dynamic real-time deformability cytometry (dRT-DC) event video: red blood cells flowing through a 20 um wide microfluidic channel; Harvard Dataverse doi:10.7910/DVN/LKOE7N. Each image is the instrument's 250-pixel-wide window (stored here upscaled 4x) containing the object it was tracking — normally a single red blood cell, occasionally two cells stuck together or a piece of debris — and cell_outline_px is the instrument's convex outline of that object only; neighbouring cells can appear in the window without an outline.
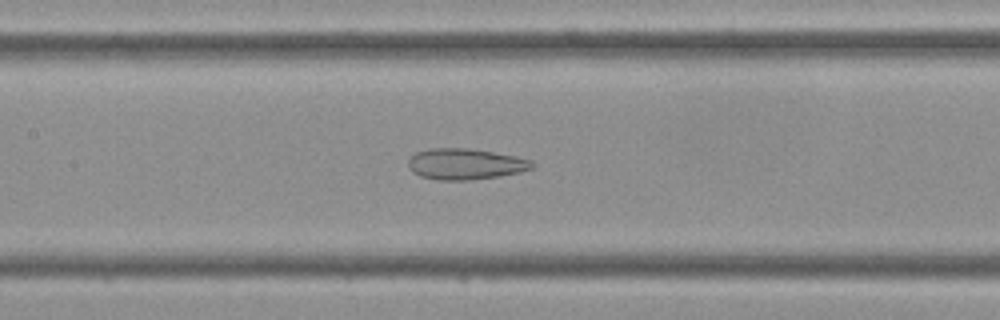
{"species": "Egyptian fruit bat (a non-hibernating species)", "species_latin": "Rousettus aegyptiacus", "temperature_condition": "cold", "stored_images_in_passage": 44, "camera_frame_rate_fps": 3000, "um_per_image_px": 0.085, "frame": {"image": 1, "passage_image": 20, "time_ms": 6.333, "image_size_px": [1000, 320], "cell_outline_px": [[536, 164], [532, 168], [520, 172], [500, 176], [468, 180], [440, 180], [420, 176], [412, 172], [408, 168], [408, 160], [416, 152], [432, 148], [468, 148], [516, 156], [532, 160]], "centroid_in_image_um": [39.56, 13.94], "position_along_channel_um": 167.8, "area_um2": 22.43}}
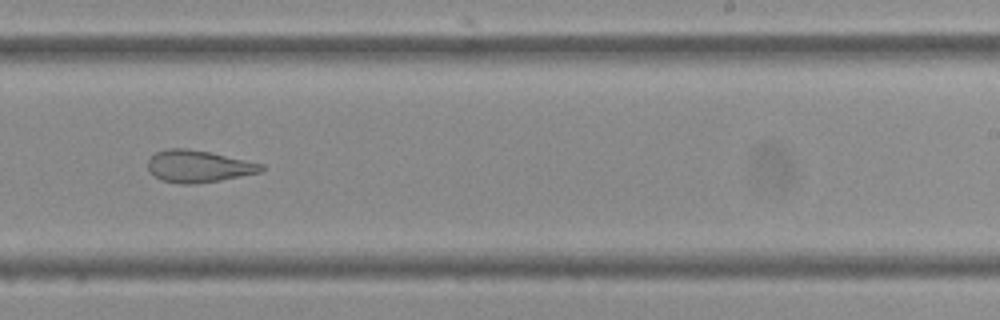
{"frame": {"image": 2, "passage_image": 27, "time_ms": 8.667, "image_size_px": [1000, 320], "cell_outline_px": [[264, 168], [260, 172], [220, 180], [192, 184], [180, 184], [160, 180], [148, 168], [148, 160], [156, 152], [168, 148], [188, 148], [212, 152], [264, 164]], "centroid_in_image_um": [16.87, 14.12], "position_along_channel_um": 272.1, "area_um2": 21.15}}
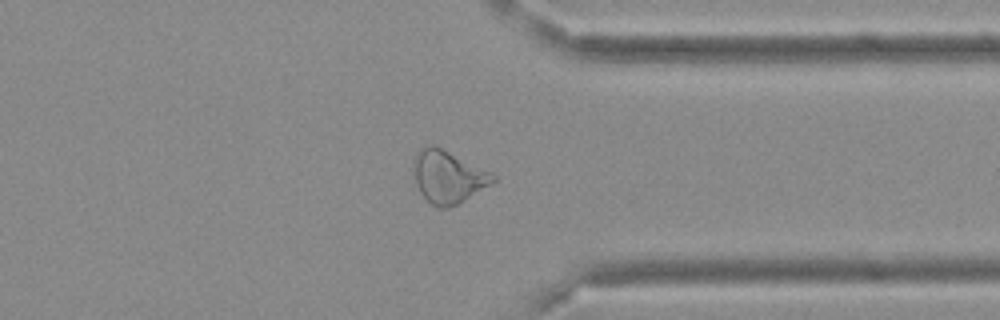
{"frame": {"image": 3, "passage_image": 34, "time_ms": 11.0, "image_size_px": [1000, 320], "cell_outline_px": [[496, 180], [492, 184], [456, 204], [448, 208], [440, 208], [432, 204], [420, 192], [416, 184], [412, 160], [424, 148], [432, 144], [492, 172], [496, 176]], "centroid_in_image_um": [38.1, 15.04], "position_along_channel_um": 373.3, "area_um2": 23.81}}